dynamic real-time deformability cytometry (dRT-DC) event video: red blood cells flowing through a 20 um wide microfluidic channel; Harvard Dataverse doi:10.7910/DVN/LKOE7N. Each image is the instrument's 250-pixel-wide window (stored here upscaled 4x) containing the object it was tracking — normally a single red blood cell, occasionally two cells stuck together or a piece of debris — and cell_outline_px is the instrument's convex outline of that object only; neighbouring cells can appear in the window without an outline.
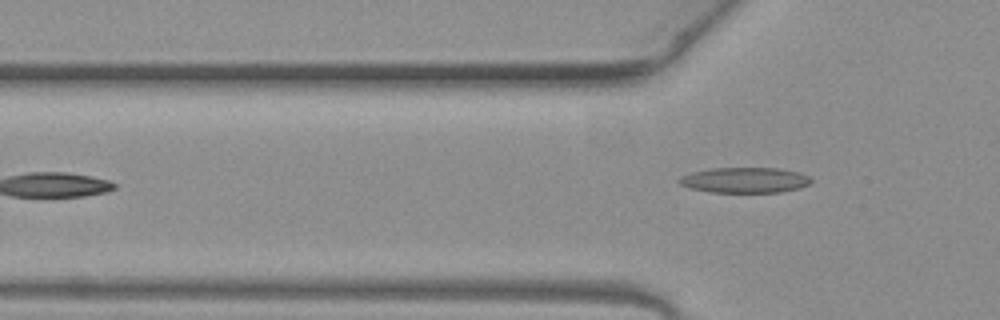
{"species": "common noctule bat (a hibernating species)", "species_latin": "Nyctalus noctula", "temperature_condition": "warm", "stored_images_in_passage": 2, "camera_frame_rate_fps": 3000, "um_per_image_px": 0.085, "animal": {"sex": "female", "body_mass_g": 19.3, "forearm_length_mm": 54.1}, "frame": {"image": 1, "passage_image": 2, "time_ms": 0.333, "image_size_px": [1000, 320], "cell_outline_px": [[812, 184], [800, 188], [780, 192], [712, 192], [688, 188], [680, 184], [676, 180], [680, 176], [692, 172], [712, 168], [780, 168], [800, 172], [812, 176]], "centroid_in_image_um": [63.35, 15.3], "position_along_channel_um": 62.4, "area_um2": 19.88}}